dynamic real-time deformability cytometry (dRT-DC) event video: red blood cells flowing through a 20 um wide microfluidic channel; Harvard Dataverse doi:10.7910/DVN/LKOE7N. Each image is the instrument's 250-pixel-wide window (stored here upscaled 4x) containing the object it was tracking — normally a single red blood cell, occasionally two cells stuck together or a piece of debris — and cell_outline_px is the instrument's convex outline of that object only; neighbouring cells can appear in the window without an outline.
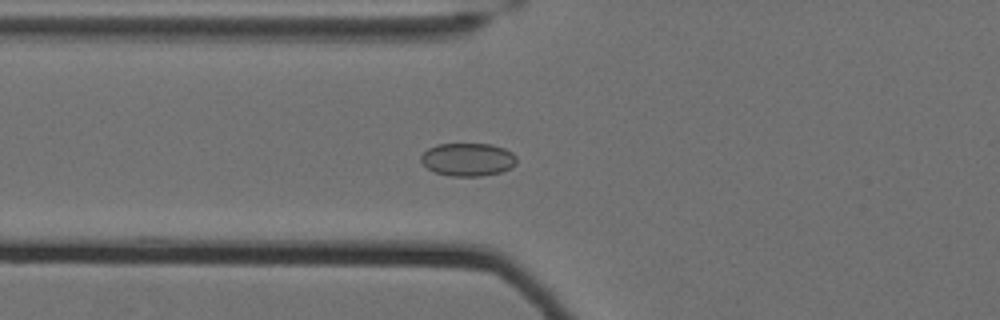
{"species": "Egyptian fruit bat (a non-hibernating species)", "species_latin": "Rousettus aegyptiacus", "temperature_condition": "cold", "stored_images_in_passage": 63, "camera_frame_rate_fps": 3000, "um_per_image_px": 0.085, "animal": {"sex": "female"}, "frame": {"image": 1, "passage_image": 27, "time_ms": 8.667, "image_size_px": [1000, 320], "cell_outline_px": [[516, 164], [512, 168], [500, 172], [480, 176], [452, 176], [436, 172], [428, 168], [420, 160], [420, 156], [428, 148], [436, 144], [492, 144], [504, 148], [512, 152], [516, 156]], "centroid_in_image_um": [39.78, 13.55], "position_along_channel_um": 86.0, "area_um2": 18.44}}
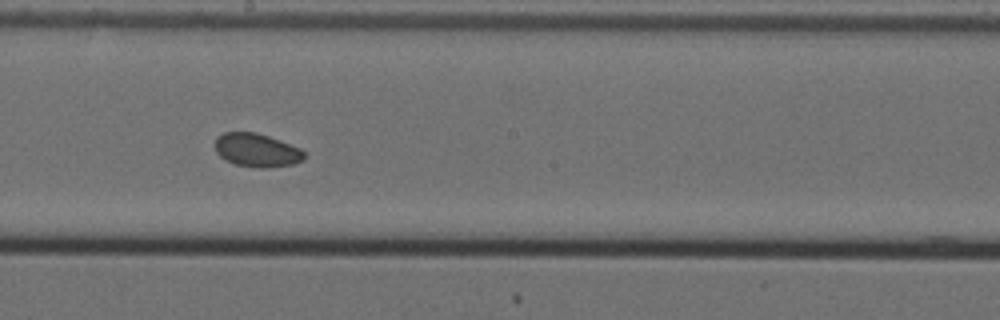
{"frame": {"image": 2, "passage_image": 39, "time_ms": 12.667, "image_size_px": [1000, 320], "cell_outline_px": [[308, 156], [304, 160], [292, 164], [264, 168], [260, 168], [236, 164], [224, 160], [216, 152], [216, 136], [224, 132], [256, 132], [280, 140], [300, 148]], "centroid_in_image_um": [21.84, 12.76], "position_along_channel_um": 226.4, "area_um2": 17.46}}
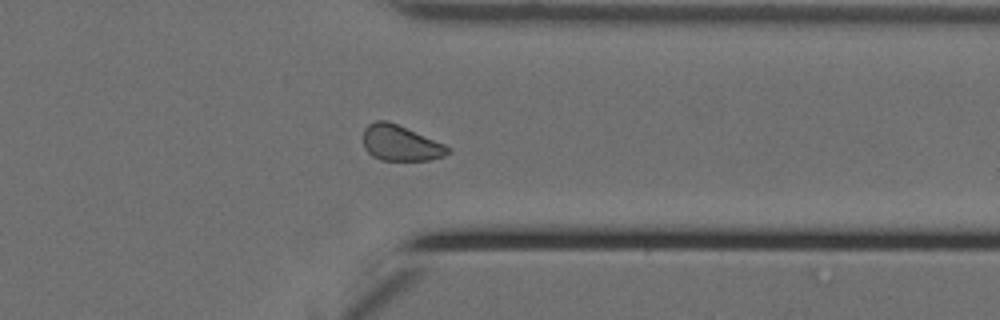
{"frame": {"image": 3, "passage_image": 52, "time_ms": 17.0, "image_size_px": [1000, 320], "cell_outline_px": [[452, 152], [444, 156], [428, 160], [380, 160], [372, 156], [364, 148], [364, 128], [368, 124], [376, 120], [388, 120], [444, 144], [452, 148]], "centroid_in_image_um": [34.05, 12.16], "position_along_channel_um": 377.4, "area_um2": 17.63}, "authors_computed_cell_mechanics": {"area_um2": 18.3226, "velocity_mm_per_s": 3.4823, "shape_relaxation_time_tau1_ms": null, "shape_relaxation_time_tau2_ms": 2.7572, "deformation_change_tau1": null, "deformation_change_tau2": 0.0504}}